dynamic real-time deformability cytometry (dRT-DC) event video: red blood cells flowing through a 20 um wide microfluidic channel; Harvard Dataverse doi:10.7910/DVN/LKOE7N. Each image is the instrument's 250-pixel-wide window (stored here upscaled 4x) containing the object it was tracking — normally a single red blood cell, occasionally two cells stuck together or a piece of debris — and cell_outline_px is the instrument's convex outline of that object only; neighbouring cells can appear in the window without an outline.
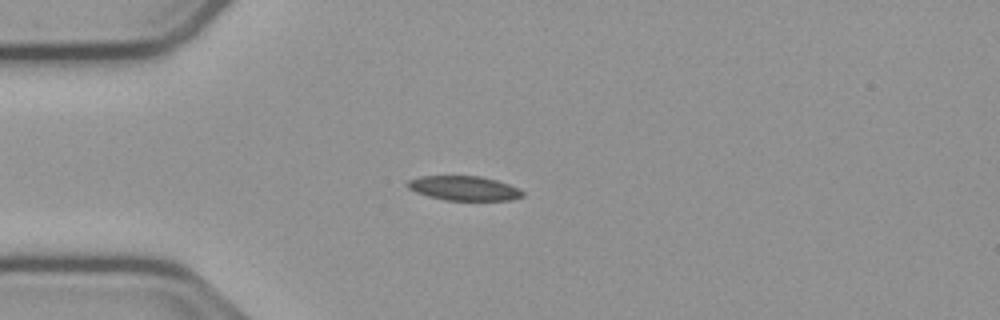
{"species": "common noctule bat (a hibernating species)", "species_latin": "Nyctalus noctula", "temperature_condition": "cold", "stored_images_in_passage": 54, "camera_frame_rate_fps": 3000, "um_per_image_px": 0.085, "animal": {"sex": "male", "body_mass_g": 23.1, "forearm_length_mm": 52.7}, "frame": {"image": 1, "passage_image": 14, "time_ms": 4.333, "image_size_px": [1000, 320], "cell_outline_px": [[524, 196], [508, 200], [448, 200], [428, 196], [416, 192], [408, 188], [404, 184], [408, 180], [420, 176], [480, 176], [496, 180], [520, 188], [524, 192]], "centroid_in_image_um": [39.43, 15.99], "position_along_channel_um": 45.6, "area_um2": 16.42}}
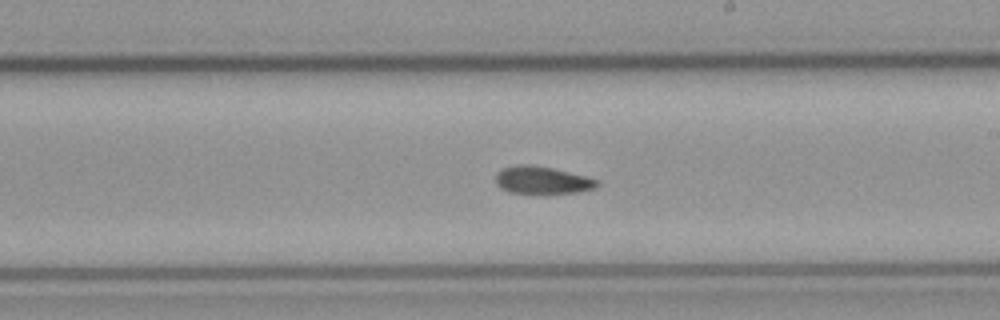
{"frame": {"image": 2, "passage_image": 31, "time_ms": 10.0, "image_size_px": [1000, 320], "cell_outline_px": [[600, 184], [596, 188], [576, 192], [508, 192], [500, 188], [496, 184], [496, 172], [500, 168], [520, 164], [528, 164], [552, 168], [584, 176], [596, 180]], "centroid_in_image_um": [46.02, 15.29], "position_along_channel_um": 243.0, "area_um2": 15.9}}
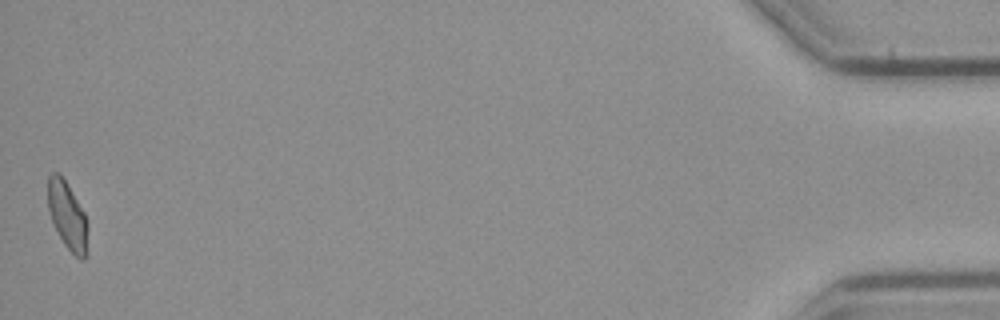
{"frame": {"image": 3, "passage_image": 54, "time_ms": 17.667, "image_size_px": [1000, 320], "cell_outline_px": [[88, 252], [84, 260], [80, 260], [64, 244], [52, 220], [48, 208], [48, 176], [52, 172], [56, 172], [64, 180], [72, 192], [84, 212], [88, 224]], "centroid_in_image_um": [5.77, 18.38], "position_along_channel_um": 429.4, "area_um2": 15.61}, "authors_computed_cell_mechanics": {"area_um2": 16.2418, "velocity_mm_per_s": 3.7648, "shape_relaxation_time_tau1_ms": 8.0736, "shape_relaxation_time_tau2_ms": 5.5139, "deformation_change_tau1": 0.1495, "deformation_change_tau2": 0.0944}}